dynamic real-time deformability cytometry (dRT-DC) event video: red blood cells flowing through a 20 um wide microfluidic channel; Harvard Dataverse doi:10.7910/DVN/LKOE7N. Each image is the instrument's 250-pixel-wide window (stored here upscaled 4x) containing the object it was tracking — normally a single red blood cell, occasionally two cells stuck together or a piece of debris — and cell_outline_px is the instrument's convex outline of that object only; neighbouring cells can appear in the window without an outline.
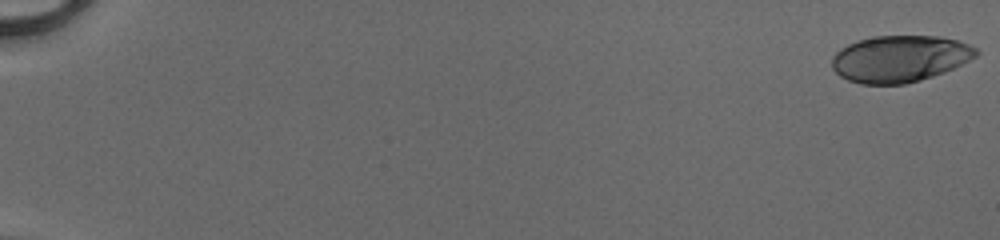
{"species": "human", "species_latin": "Homo sapiens", "temperature_condition": "cold", "stored_images_in_passage": 44, "camera_frame_rate_fps": 3000, "um_per_image_px": 0.085, "donor": {"sex": "male"}, "frame": {"image": 1, "passage_image": 1, "time_ms": 0.0, "image_size_px": [1000, 240], "cell_outline_px": [[980, 52], [976, 56], [944, 72], [920, 80], [904, 84], [860, 84], [848, 80], [840, 76], [832, 68], [832, 56], [840, 48], [848, 44], [872, 36], [940, 36], [956, 40], [968, 44], [976, 48]], "centroid_in_image_um": [76.46, 4.99], "position_along_channel_um": 8.5, "area_um2": 39.07}}
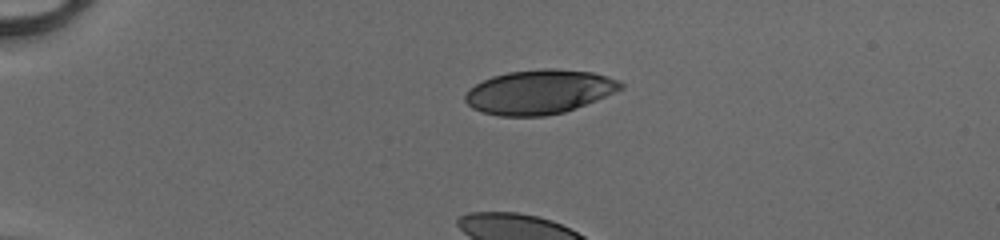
{"frame": {"image": 2, "passage_image": 14, "time_ms": 4.333, "image_size_px": [1000, 240], "cell_outline_px": [[624, 88], [596, 100], [564, 112], [544, 116], [500, 116], [484, 112], [472, 108], [464, 100], [464, 96], [468, 88], [492, 76], [508, 72], [540, 68], [556, 68], [592, 72], [608, 76], [620, 80], [624, 84]], "centroid_in_image_um": [45.84, 7.8], "position_along_channel_um": 39.2, "area_um2": 40.23}}